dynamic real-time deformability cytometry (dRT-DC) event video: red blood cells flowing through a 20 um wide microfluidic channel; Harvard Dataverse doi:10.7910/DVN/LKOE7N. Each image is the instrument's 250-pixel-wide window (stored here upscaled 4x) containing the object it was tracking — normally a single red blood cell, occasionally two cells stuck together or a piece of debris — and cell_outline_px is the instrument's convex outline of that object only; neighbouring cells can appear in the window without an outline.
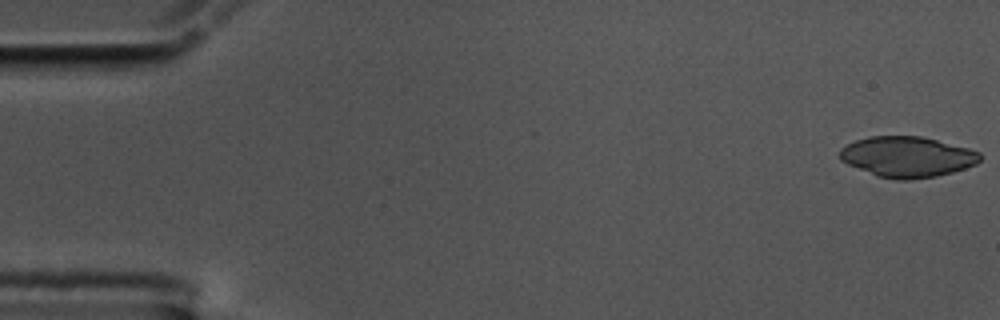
{"species": "common noctule bat (a hibernating species)", "species_latin": "Nyctalus noctula", "temperature_condition": "cold", "stored_images_in_passage": 10, "camera_frame_rate_fps": 3000, "um_per_image_px": 0.085, "animal": {"sex": "male", "body_mass_g": 17.5, "forearm_length_mm": 52.3}, "frame": {"image": 1, "passage_image": 1, "time_ms": 0.0, "image_size_px": [1000, 320], "cell_outline_px": [[980, 160], [976, 164], [952, 172], [936, 176], [908, 180], [896, 180], [876, 176], [848, 164], [840, 160], [840, 148], [856, 140], [868, 136], [920, 136], [968, 148], [980, 152]], "centroid_in_image_um": [77.09, 13.33], "position_along_channel_um": 7.9, "area_um2": 33.06}}